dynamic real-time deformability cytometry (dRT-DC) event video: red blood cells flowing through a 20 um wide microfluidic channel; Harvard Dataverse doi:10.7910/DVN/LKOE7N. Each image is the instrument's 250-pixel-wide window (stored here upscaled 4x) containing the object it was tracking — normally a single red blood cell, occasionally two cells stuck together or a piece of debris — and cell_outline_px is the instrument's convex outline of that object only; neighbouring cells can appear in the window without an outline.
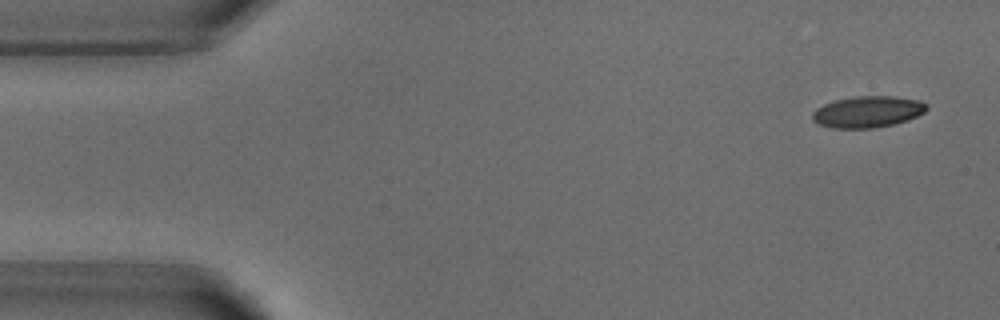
{"species": "common noctule bat (a hibernating species)", "species_latin": "Nyctalus noctula", "temperature_condition": "warm", "stored_images_in_passage": 3, "camera_frame_rate_fps": 3000, "um_per_image_px": 0.085, "animal": {"sex": "male", "body_mass_g": 18.8}, "frame": {"image": 1, "passage_image": 1, "time_ms": 0.0, "image_size_px": [1000, 320], "cell_outline_px": [[928, 108], [924, 112], [908, 120], [876, 128], [832, 128], [820, 124], [812, 120], [812, 112], [816, 108], [824, 104], [836, 100], [856, 96], [896, 96], [920, 100], [928, 104]], "centroid_in_image_um": [73.77, 9.5], "position_along_channel_um": 11.2, "area_um2": 20.98}}